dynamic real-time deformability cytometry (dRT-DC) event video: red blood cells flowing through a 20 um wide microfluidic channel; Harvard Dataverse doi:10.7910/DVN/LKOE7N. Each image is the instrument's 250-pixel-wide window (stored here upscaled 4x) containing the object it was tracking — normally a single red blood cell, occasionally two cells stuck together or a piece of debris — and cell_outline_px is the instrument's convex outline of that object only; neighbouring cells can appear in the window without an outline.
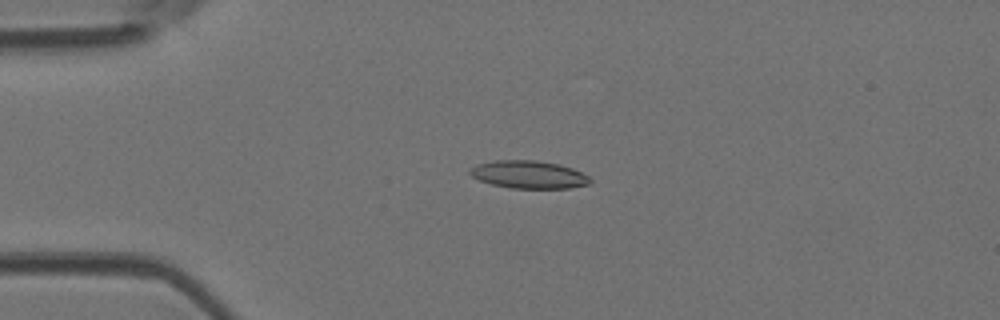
{"species": "Egyptian fruit bat (a non-hibernating species)", "species_latin": "Rousettus aegyptiacus", "temperature_condition": "room temperature", "stored_images_in_passage": 3, "camera_frame_rate_fps": 3000, "um_per_image_px": 0.085, "animal": {"sex": "female"}, "frame": {"image": 1, "passage_image": 2, "time_ms": 0.333, "image_size_px": [1000, 320], "cell_outline_px": [[592, 180], [588, 184], [568, 188], [508, 188], [492, 184], [480, 180], [472, 176], [468, 172], [468, 168], [476, 164], [496, 160], [536, 160], [560, 164], [572, 168], [588, 176]], "centroid_in_image_um": [44.9, 14.83], "position_along_channel_um": 40.1, "area_um2": 19.48}}